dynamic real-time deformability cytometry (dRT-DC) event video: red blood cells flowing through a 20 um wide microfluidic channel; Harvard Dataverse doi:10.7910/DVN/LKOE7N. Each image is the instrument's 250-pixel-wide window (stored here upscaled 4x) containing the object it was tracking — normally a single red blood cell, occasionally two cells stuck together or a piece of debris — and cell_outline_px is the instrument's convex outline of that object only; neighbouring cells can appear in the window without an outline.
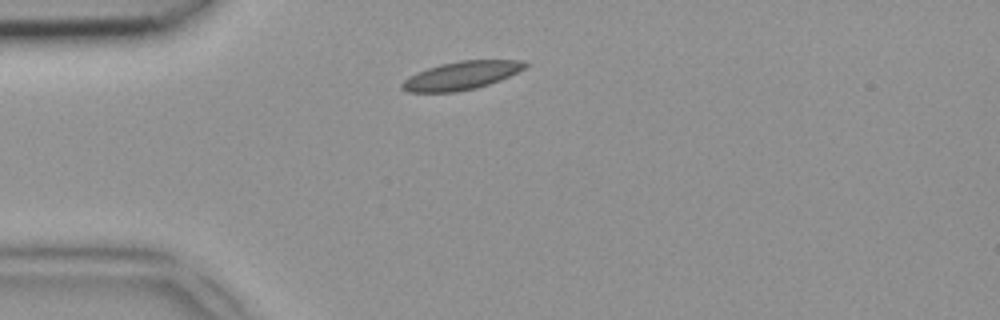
{"species": "common noctule bat (a hibernating species)", "species_latin": "Nyctalus noctula", "temperature_condition": "room temperature", "stored_images_in_passage": 36, "camera_frame_rate_fps": 3000, "um_per_image_px": 0.085, "animal": {"sex": "female", "body_mass_g": 18.4}, "frame": {"image": 1, "passage_image": 1, "time_ms": 0.0, "image_size_px": [1000, 320], "cell_outline_px": [[532, 64], [500, 80], [476, 88], [456, 92], [408, 92], [400, 88], [400, 84], [408, 76], [416, 72], [440, 64], [460, 60], [520, 60]], "centroid_in_image_um": [39.18, 6.42], "position_along_channel_um": 45.8, "area_um2": 20.29}}
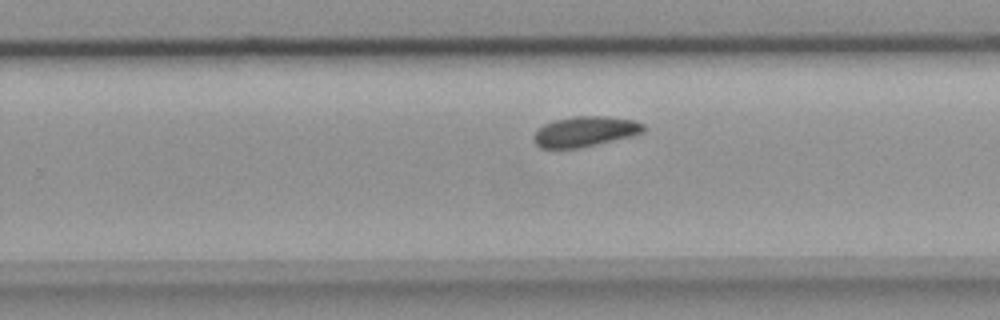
{"frame": {"image": 2, "passage_image": 19, "time_ms": 6.0, "image_size_px": [1000, 320], "cell_outline_px": [[648, 128], [644, 132], [632, 136], [580, 148], [540, 148], [532, 140], [532, 136], [536, 128], [544, 124], [556, 120], [572, 116], [604, 116], [636, 120], [644, 124]], "centroid_in_image_um": [49.73, 11.18], "position_along_channel_um": 280.1, "area_um2": 19.71}}
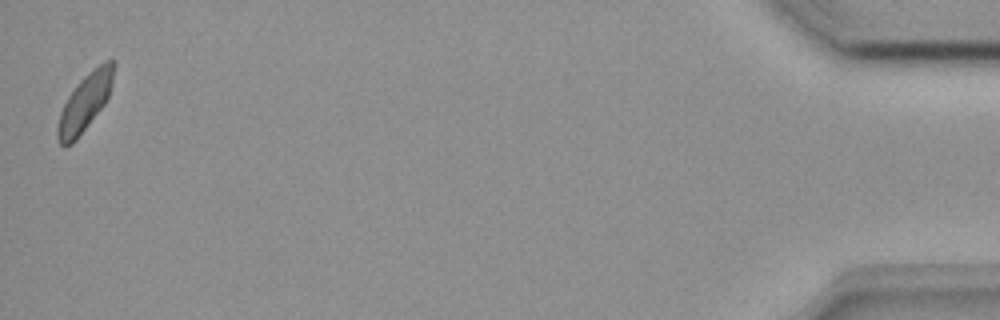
{"frame": {"image": 3, "passage_image": 36, "time_ms": 11.667, "image_size_px": [1000, 320], "cell_outline_px": [[116, 64], [112, 88], [104, 104], [76, 140], [72, 144], [64, 148], [60, 144], [56, 136], [56, 128], [60, 112], [68, 96], [80, 80], [84, 76], [104, 60], [116, 60]], "centroid_in_image_um": [7.23, 8.7], "position_along_channel_um": 428.0, "area_um2": 18.84}}